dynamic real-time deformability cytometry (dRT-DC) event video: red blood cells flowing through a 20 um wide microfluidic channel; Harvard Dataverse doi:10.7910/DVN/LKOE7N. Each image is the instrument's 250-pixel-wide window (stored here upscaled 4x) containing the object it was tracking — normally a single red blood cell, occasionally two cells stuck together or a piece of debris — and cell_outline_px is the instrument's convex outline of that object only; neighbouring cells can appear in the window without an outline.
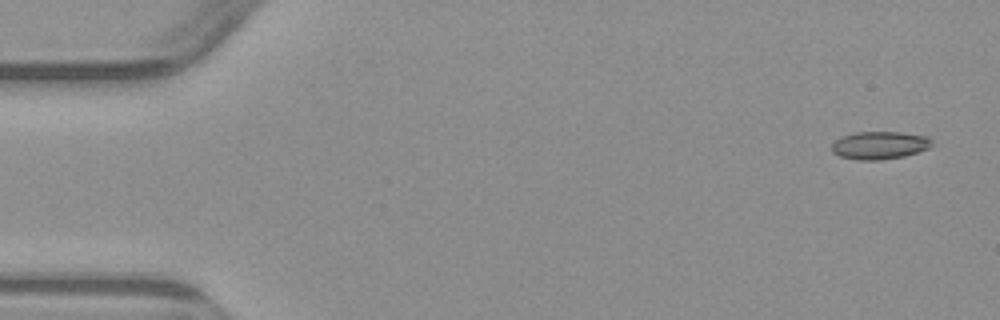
{"species": "common noctule bat (a hibernating species)", "species_latin": "Nyctalus noctula", "temperature_condition": "warm", "stored_images_in_passage": 5, "camera_frame_rate_fps": 3000, "um_per_image_px": 0.085, "animal": {"sex": "male", "body_mass_g": 23.1, "forearm_length_mm": 52.7}, "frame": {"image": 1, "passage_image": 1, "time_ms": 0.0, "image_size_px": [1000, 320], "cell_outline_px": [[932, 144], [928, 148], [904, 156], [880, 160], [856, 160], [840, 156], [832, 152], [832, 144], [836, 140], [844, 136], [856, 132], [900, 132], [928, 136], [932, 140]], "centroid_in_image_um": [74.77, 12.35], "position_along_channel_um": 10.2, "area_um2": 16.13}}
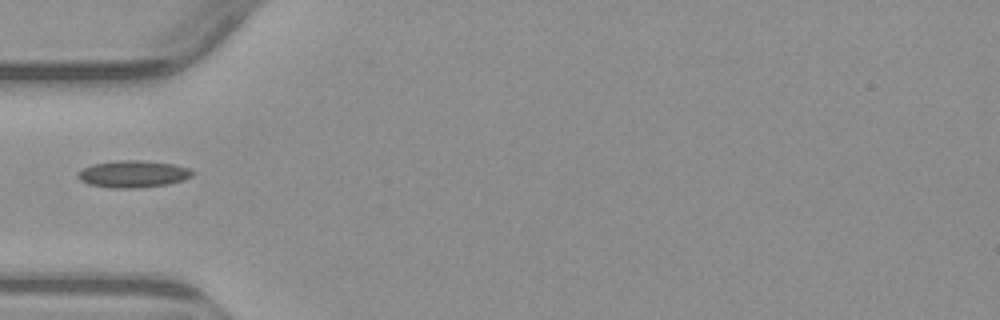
{"frame": {"image": 2, "passage_image": 4, "time_ms": 5.0, "image_size_px": [1000, 320], "cell_outline_px": [[196, 172], [192, 176], [184, 180], [168, 184], [136, 188], [112, 188], [88, 184], [80, 180], [76, 176], [84, 168], [92, 164], [120, 160], [140, 160], [172, 164], [188, 168]], "centroid_in_image_um": [11.33, 14.79], "position_along_channel_um": 73.7, "area_um2": 17.98}}
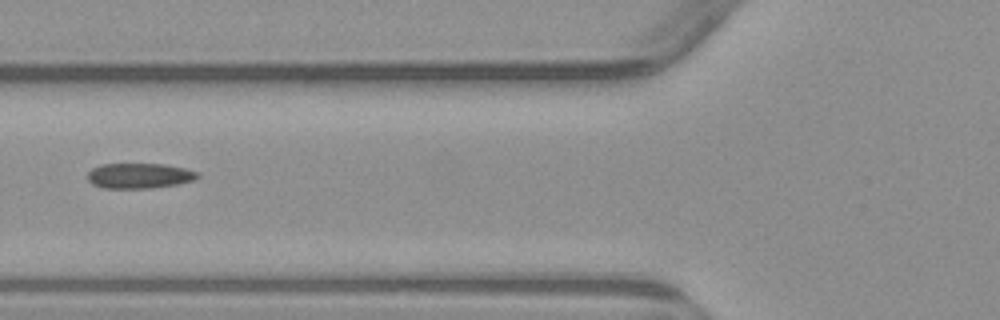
{"frame": {"image": 3, "passage_image": 5, "time_ms": 6.0, "image_size_px": [1000, 320], "cell_outline_px": [[200, 176], [196, 180], [176, 184], [152, 188], [104, 188], [92, 184], [88, 180], [88, 172], [92, 168], [100, 164], [164, 164], [184, 168], [200, 172]], "centroid_in_image_um": [11.86, 14.94], "position_along_channel_um": 113.9, "area_um2": 16.3}}